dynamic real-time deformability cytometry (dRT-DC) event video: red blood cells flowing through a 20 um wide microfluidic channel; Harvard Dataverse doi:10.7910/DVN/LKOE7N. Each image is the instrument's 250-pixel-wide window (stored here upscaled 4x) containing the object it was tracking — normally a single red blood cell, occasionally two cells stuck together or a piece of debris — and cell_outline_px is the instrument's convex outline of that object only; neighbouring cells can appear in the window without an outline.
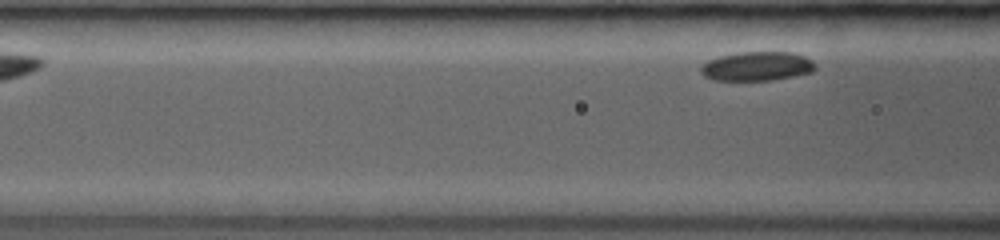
{"species": "common noctule bat (a hibernating species)", "species_latin": "Nyctalus noctula", "temperature_condition": "room temperature", "stored_images_in_passage": 4, "segment_of_instrument_passage": [2, 2], "camera_frame_rate_fps": 3000, "um_per_image_px": 0.085, "animal": {"sex": "female", "body_mass_g": 19.0, "forearm_length_mm": 53.3}, "frame": {"image": 1, "passage_image": 4, "time_ms": 2.667, "image_size_px": [1000, 240], "cell_outline_px": [[816, 68], [812, 72], [772, 80], [712, 80], [704, 76], [700, 72], [700, 68], [708, 60], [720, 56], [736, 52], [792, 52], [804, 56], [812, 60], [816, 64]], "centroid_in_image_um": [64.34, 5.63], "position_along_channel_um": 102.3, "area_um2": 19.48}}